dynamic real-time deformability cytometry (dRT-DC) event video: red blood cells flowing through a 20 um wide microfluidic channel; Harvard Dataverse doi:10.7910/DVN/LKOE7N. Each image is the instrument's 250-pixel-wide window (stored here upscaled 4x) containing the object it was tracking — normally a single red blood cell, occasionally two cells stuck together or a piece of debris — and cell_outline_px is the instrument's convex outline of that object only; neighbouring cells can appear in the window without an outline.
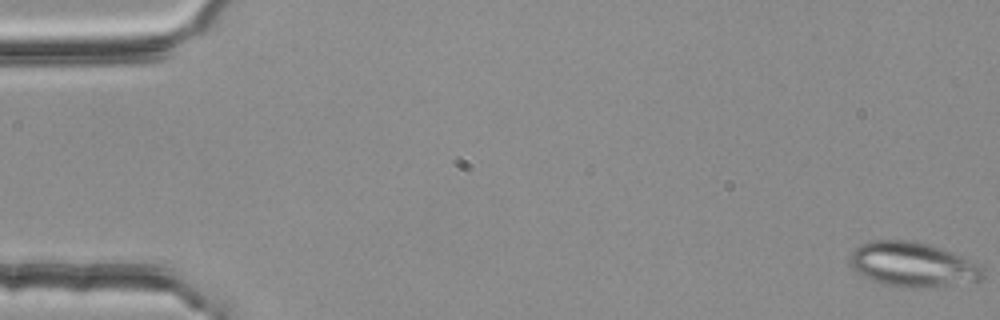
{"species": "common noctule bat (a hibernating species)", "species_latin": "Nyctalus noctula", "temperature_condition": "room temperature", "stored_images_in_passage": 53, "segment_of_instrument_passage": [1, 2], "camera_frame_rate_fps": 3000, "um_per_image_px": 0.085, "animal": {"sex": "female", "body_mass_g": 25.1}, "frame": {"image": 1, "passage_image": 1, "time_ms": 0.0, "image_size_px": [1000, 320], "cell_outline_px": [[984, 276], [980, 280], [924, 288], [908, 288], [884, 284], [872, 280], [864, 276], [852, 268], [848, 260], [848, 256], [860, 244], [868, 240], [916, 240], [952, 252], [984, 264]], "centroid_in_image_um": [77.59, 22.47], "position_along_channel_um": 7.4, "area_um2": 35.03}}